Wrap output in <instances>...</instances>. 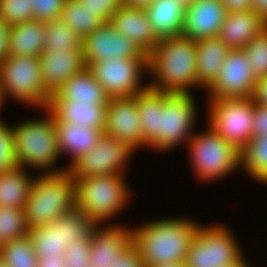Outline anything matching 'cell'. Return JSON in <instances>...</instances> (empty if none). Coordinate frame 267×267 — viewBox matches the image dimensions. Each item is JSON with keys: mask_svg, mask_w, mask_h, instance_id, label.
Returning a JSON list of instances; mask_svg holds the SVG:
<instances>
[{"mask_svg": "<svg viewBox=\"0 0 267 267\" xmlns=\"http://www.w3.org/2000/svg\"><path fill=\"white\" fill-rule=\"evenodd\" d=\"M241 168L256 181L267 183V135L255 136L240 151Z\"/></svg>", "mask_w": 267, "mask_h": 267, "instance_id": "31", "label": "cell"}, {"mask_svg": "<svg viewBox=\"0 0 267 267\" xmlns=\"http://www.w3.org/2000/svg\"><path fill=\"white\" fill-rule=\"evenodd\" d=\"M227 13L253 9L252 0H223Z\"/></svg>", "mask_w": 267, "mask_h": 267, "instance_id": "44", "label": "cell"}, {"mask_svg": "<svg viewBox=\"0 0 267 267\" xmlns=\"http://www.w3.org/2000/svg\"><path fill=\"white\" fill-rule=\"evenodd\" d=\"M0 118V172L17 167L12 127Z\"/></svg>", "mask_w": 267, "mask_h": 267, "instance_id": "37", "label": "cell"}, {"mask_svg": "<svg viewBox=\"0 0 267 267\" xmlns=\"http://www.w3.org/2000/svg\"><path fill=\"white\" fill-rule=\"evenodd\" d=\"M28 231L24 209L0 207V245L27 236Z\"/></svg>", "mask_w": 267, "mask_h": 267, "instance_id": "34", "label": "cell"}, {"mask_svg": "<svg viewBox=\"0 0 267 267\" xmlns=\"http://www.w3.org/2000/svg\"><path fill=\"white\" fill-rule=\"evenodd\" d=\"M190 93L163 92V105L159 108L158 151H168L186 143L193 135L196 106ZM192 129V130H191Z\"/></svg>", "mask_w": 267, "mask_h": 267, "instance_id": "11", "label": "cell"}, {"mask_svg": "<svg viewBox=\"0 0 267 267\" xmlns=\"http://www.w3.org/2000/svg\"><path fill=\"white\" fill-rule=\"evenodd\" d=\"M0 267H7L6 264L2 261L1 258H0Z\"/></svg>", "mask_w": 267, "mask_h": 267, "instance_id": "52", "label": "cell"}, {"mask_svg": "<svg viewBox=\"0 0 267 267\" xmlns=\"http://www.w3.org/2000/svg\"><path fill=\"white\" fill-rule=\"evenodd\" d=\"M152 267H187L186 263H173V264H162V265H157V266H152Z\"/></svg>", "mask_w": 267, "mask_h": 267, "instance_id": "50", "label": "cell"}, {"mask_svg": "<svg viewBox=\"0 0 267 267\" xmlns=\"http://www.w3.org/2000/svg\"><path fill=\"white\" fill-rule=\"evenodd\" d=\"M223 225L199 226L186 258L187 267H224L243 258L241 247Z\"/></svg>", "mask_w": 267, "mask_h": 267, "instance_id": "10", "label": "cell"}, {"mask_svg": "<svg viewBox=\"0 0 267 267\" xmlns=\"http://www.w3.org/2000/svg\"><path fill=\"white\" fill-rule=\"evenodd\" d=\"M111 267H145V265L137 247L132 242L121 252L119 260L115 261Z\"/></svg>", "mask_w": 267, "mask_h": 267, "instance_id": "41", "label": "cell"}, {"mask_svg": "<svg viewBox=\"0 0 267 267\" xmlns=\"http://www.w3.org/2000/svg\"><path fill=\"white\" fill-rule=\"evenodd\" d=\"M33 177L24 207L29 228L44 226L75 208L74 179L67 169Z\"/></svg>", "mask_w": 267, "mask_h": 267, "instance_id": "4", "label": "cell"}, {"mask_svg": "<svg viewBox=\"0 0 267 267\" xmlns=\"http://www.w3.org/2000/svg\"><path fill=\"white\" fill-rule=\"evenodd\" d=\"M185 10L186 6L179 0H155L145 9L159 40L182 35Z\"/></svg>", "mask_w": 267, "mask_h": 267, "instance_id": "25", "label": "cell"}, {"mask_svg": "<svg viewBox=\"0 0 267 267\" xmlns=\"http://www.w3.org/2000/svg\"><path fill=\"white\" fill-rule=\"evenodd\" d=\"M243 49L255 78L267 77V29L252 38Z\"/></svg>", "mask_w": 267, "mask_h": 267, "instance_id": "35", "label": "cell"}, {"mask_svg": "<svg viewBox=\"0 0 267 267\" xmlns=\"http://www.w3.org/2000/svg\"><path fill=\"white\" fill-rule=\"evenodd\" d=\"M38 267H66L63 258H38Z\"/></svg>", "mask_w": 267, "mask_h": 267, "instance_id": "46", "label": "cell"}, {"mask_svg": "<svg viewBox=\"0 0 267 267\" xmlns=\"http://www.w3.org/2000/svg\"><path fill=\"white\" fill-rule=\"evenodd\" d=\"M104 227L97 225L93 229L88 267H111L132 243V232L124 225L109 224Z\"/></svg>", "mask_w": 267, "mask_h": 267, "instance_id": "18", "label": "cell"}, {"mask_svg": "<svg viewBox=\"0 0 267 267\" xmlns=\"http://www.w3.org/2000/svg\"><path fill=\"white\" fill-rule=\"evenodd\" d=\"M145 146L158 150L159 108L163 105V92L151 88L135 95Z\"/></svg>", "mask_w": 267, "mask_h": 267, "instance_id": "28", "label": "cell"}, {"mask_svg": "<svg viewBox=\"0 0 267 267\" xmlns=\"http://www.w3.org/2000/svg\"><path fill=\"white\" fill-rule=\"evenodd\" d=\"M134 150L124 142L103 134L95 147L78 158L71 166L67 165L73 179L103 176L108 174L124 175L125 164Z\"/></svg>", "mask_w": 267, "mask_h": 267, "instance_id": "13", "label": "cell"}, {"mask_svg": "<svg viewBox=\"0 0 267 267\" xmlns=\"http://www.w3.org/2000/svg\"><path fill=\"white\" fill-rule=\"evenodd\" d=\"M60 19L82 40L105 23L79 0H66Z\"/></svg>", "mask_w": 267, "mask_h": 267, "instance_id": "30", "label": "cell"}, {"mask_svg": "<svg viewBox=\"0 0 267 267\" xmlns=\"http://www.w3.org/2000/svg\"><path fill=\"white\" fill-rule=\"evenodd\" d=\"M39 60L43 85L51 95L86 68L82 50H44Z\"/></svg>", "mask_w": 267, "mask_h": 267, "instance_id": "19", "label": "cell"}, {"mask_svg": "<svg viewBox=\"0 0 267 267\" xmlns=\"http://www.w3.org/2000/svg\"><path fill=\"white\" fill-rule=\"evenodd\" d=\"M90 247L91 238L73 239L63 256L66 267H88Z\"/></svg>", "mask_w": 267, "mask_h": 267, "instance_id": "38", "label": "cell"}, {"mask_svg": "<svg viewBox=\"0 0 267 267\" xmlns=\"http://www.w3.org/2000/svg\"><path fill=\"white\" fill-rule=\"evenodd\" d=\"M96 226L92 219L74 208L49 224L29 228L28 237L38 258H63L73 239L91 238Z\"/></svg>", "mask_w": 267, "mask_h": 267, "instance_id": "8", "label": "cell"}, {"mask_svg": "<svg viewBox=\"0 0 267 267\" xmlns=\"http://www.w3.org/2000/svg\"><path fill=\"white\" fill-rule=\"evenodd\" d=\"M256 83L244 49H230L217 78L206 90L210 98L253 97Z\"/></svg>", "mask_w": 267, "mask_h": 267, "instance_id": "14", "label": "cell"}, {"mask_svg": "<svg viewBox=\"0 0 267 267\" xmlns=\"http://www.w3.org/2000/svg\"><path fill=\"white\" fill-rule=\"evenodd\" d=\"M87 69L109 98L135 96L149 87L141 83L143 73H148V58H113Z\"/></svg>", "mask_w": 267, "mask_h": 267, "instance_id": "12", "label": "cell"}, {"mask_svg": "<svg viewBox=\"0 0 267 267\" xmlns=\"http://www.w3.org/2000/svg\"><path fill=\"white\" fill-rule=\"evenodd\" d=\"M34 7V20L49 22L59 19L66 0H30Z\"/></svg>", "mask_w": 267, "mask_h": 267, "instance_id": "39", "label": "cell"}, {"mask_svg": "<svg viewBox=\"0 0 267 267\" xmlns=\"http://www.w3.org/2000/svg\"><path fill=\"white\" fill-rule=\"evenodd\" d=\"M43 110L47 111L45 118H33L12 126L15 159L23 168L31 166L38 171L44 170V174L60 173L68 168L56 170L53 167L61 156L56 125L53 114L47 108Z\"/></svg>", "mask_w": 267, "mask_h": 267, "instance_id": "3", "label": "cell"}, {"mask_svg": "<svg viewBox=\"0 0 267 267\" xmlns=\"http://www.w3.org/2000/svg\"><path fill=\"white\" fill-rule=\"evenodd\" d=\"M196 41L184 36L161 39L148 54L149 88L167 93H191L201 87L196 75ZM155 81V82H154Z\"/></svg>", "mask_w": 267, "mask_h": 267, "instance_id": "2", "label": "cell"}, {"mask_svg": "<svg viewBox=\"0 0 267 267\" xmlns=\"http://www.w3.org/2000/svg\"><path fill=\"white\" fill-rule=\"evenodd\" d=\"M74 184L75 208L97 225L110 221L131 197L125 177L120 174L74 179Z\"/></svg>", "mask_w": 267, "mask_h": 267, "instance_id": "5", "label": "cell"}, {"mask_svg": "<svg viewBox=\"0 0 267 267\" xmlns=\"http://www.w3.org/2000/svg\"><path fill=\"white\" fill-rule=\"evenodd\" d=\"M253 99L256 103L267 106V77L257 80Z\"/></svg>", "mask_w": 267, "mask_h": 267, "instance_id": "45", "label": "cell"}, {"mask_svg": "<svg viewBox=\"0 0 267 267\" xmlns=\"http://www.w3.org/2000/svg\"><path fill=\"white\" fill-rule=\"evenodd\" d=\"M106 105L75 103V101H49L47 109L55 122L78 123L92 129L104 130Z\"/></svg>", "mask_w": 267, "mask_h": 267, "instance_id": "23", "label": "cell"}, {"mask_svg": "<svg viewBox=\"0 0 267 267\" xmlns=\"http://www.w3.org/2000/svg\"><path fill=\"white\" fill-rule=\"evenodd\" d=\"M0 258L7 267H38V257L28 235L1 244Z\"/></svg>", "mask_w": 267, "mask_h": 267, "instance_id": "32", "label": "cell"}, {"mask_svg": "<svg viewBox=\"0 0 267 267\" xmlns=\"http://www.w3.org/2000/svg\"><path fill=\"white\" fill-rule=\"evenodd\" d=\"M199 224L187 218L158 219L131 229L145 267L186 261Z\"/></svg>", "mask_w": 267, "mask_h": 267, "instance_id": "1", "label": "cell"}, {"mask_svg": "<svg viewBox=\"0 0 267 267\" xmlns=\"http://www.w3.org/2000/svg\"><path fill=\"white\" fill-rule=\"evenodd\" d=\"M155 0H121V4L130 8H148Z\"/></svg>", "mask_w": 267, "mask_h": 267, "instance_id": "47", "label": "cell"}, {"mask_svg": "<svg viewBox=\"0 0 267 267\" xmlns=\"http://www.w3.org/2000/svg\"><path fill=\"white\" fill-rule=\"evenodd\" d=\"M109 24L124 37H128L146 54H149L160 41L155 36L148 15L143 8L121 5L109 20Z\"/></svg>", "mask_w": 267, "mask_h": 267, "instance_id": "20", "label": "cell"}, {"mask_svg": "<svg viewBox=\"0 0 267 267\" xmlns=\"http://www.w3.org/2000/svg\"><path fill=\"white\" fill-rule=\"evenodd\" d=\"M57 143L61 154L72 157L71 166L82 155L87 154L99 141L104 132L78 123L55 122Z\"/></svg>", "mask_w": 267, "mask_h": 267, "instance_id": "22", "label": "cell"}, {"mask_svg": "<svg viewBox=\"0 0 267 267\" xmlns=\"http://www.w3.org/2000/svg\"><path fill=\"white\" fill-rule=\"evenodd\" d=\"M209 100L208 124L241 151L253 138V97Z\"/></svg>", "mask_w": 267, "mask_h": 267, "instance_id": "9", "label": "cell"}, {"mask_svg": "<svg viewBox=\"0 0 267 267\" xmlns=\"http://www.w3.org/2000/svg\"><path fill=\"white\" fill-rule=\"evenodd\" d=\"M7 96V97H6ZM12 96L20 103L46 109L51 94L43 85L39 57L8 56L0 64V99ZM5 99V100H4Z\"/></svg>", "mask_w": 267, "mask_h": 267, "instance_id": "6", "label": "cell"}, {"mask_svg": "<svg viewBox=\"0 0 267 267\" xmlns=\"http://www.w3.org/2000/svg\"><path fill=\"white\" fill-rule=\"evenodd\" d=\"M82 55L86 67L113 58H148V54L120 34L109 22L82 40Z\"/></svg>", "mask_w": 267, "mask_h": 267, "instance_id": "15", "label": "cell"}, {"mask_svg": "<svg viewBox=\"0 0 267 267\" xmlns=\"http://www.w3.org/2000/svg\"><path fill=\"white\" fill-rule=\"evenodd\" d=\"M265 29L267 20L255 10L232 12L226 14L218 37L229 49H243Z\"/></svg>", "mask_w": 267, "mask_h": 267, "instance_id": "21", "label": "cell"}, {"mask_svg": "<svg viewBox=\"0 0 267 267\" xmlns=\"http://www.w3.org/2000/svg\"><path fill=\"white\" fill-rule=\"evenodd\" d=\"M187 147L193 170L202 182L223 178L241 166L240 150L229 144L209 124L205 132L192 135Z\"/></svg>", "mask_w": 267, "mask_h": 267, "instance_id": "7", "label": "cell"}, {"mask_svg": "<svg viewBox=\"0 0 267 267\" xmlns=\"http://www.w3.org/2000/svg\"><path fill=\"white\" fill-rule=\"evenodd\" d=\"M73 100L75 103L107 104L109 97L86 67L68 79L50 97V101Z\"/></svg>", "mask_w": 267, "mask_h": 267, "instance_id": "24", "label": "cell"}, {"mask_svg": "<svg viewBox=\"0 0 267 267\" xmlns=\"http://www.w3.org/2000/svg\"><path fill=\"white\" fill-rule=\"evenodd\" d=\"M267 135V106L254 102L253 137Z\"/></svg>", "mask_w": 267, "mask_h": 267, "instance_id": "42", "label": "cell"}, {"mask_svg": "<svg viewBox=\"0 0 267 267\" xmlns=\"http://www.w3.org/2000/svg\"><path fill=\"white\" fill-rule=\"evenodd\" d=\"M3 106V103H2V101H1V99H0V112H1V107ZM1 118V117H0Z\"/></svg>", "mask_w": 267, "mask_h": 267, "instance_id": "53", "label": "cell"}, {"mask_svg": "<svg viewBox=\"0 0 267 267\" xmlns=\"http://www.w3.org/2000/svg\"><path fill=\"white\" fill-rule=\"evenodd\" d=\"M46 23L31 20L12 25L9 34V56L40 57L44 51Z\"/></svg>", "mask_w": 267, "mask_h": 267, "instance_id": "27", "label": "cell"}, {"mask_svg": "<svg viewBox=\"0 0 267 267\" xmlns=\"http://www.w3.org/2000/svg\"><path fill=\"white\" fill-rule=\"evenodd\" d=\"M244 258L245 257H243L238 263H233L224 267H250L248 263H246L247 260H245Z\"/></svg>", "mask_w": 267, "mask_h": 267, "instance_id": "49", "label": "cell"}, {"mask_svg": "<svg viewBox=\"0 0 267 267\" xmlns=\"http://www.w3.org/2000/svg\"><path fill=\"white\" fill-rule=\"evenodd\" d=\"M226 14L223 0H197L186 6L181 36L195 41L218 37Z\"/></svg>", "mask_w": 267, "mask_h": 267, "instance_id": "17", "label": "cell"}, {"mask_svg": "<svg viewBox=\"0 0 267 267\" xmlns=\"http://www.w3.org/2000/svg\"><path fill=\"white\" fill-rule=\"evenodd\" d=\"M103 132L124 142L135 152L137 148L144 147L135 96L109 98Z\"/></svg>", "mask_w": 267, "mask_h": 267, "instance_id": "16", "label": "cell"}, {"mask_svg": "<svg viewBox=\"0 0 267 267\" xmlns=\"http://www.w3.org/2000/svg\"><path fill=\"white\" fill-rule=\"evenodd\" d=\"M27 174L20 166L0 172V207L24 209L33 181Z\"/></svg>", "mask_w": 267, "mask_h": 267, "instance_id": "29", "label": "cell"}, {"mask_svg": "<svg viewBox=\"0 0 267 267\" xmlns=\"http://www.w3.org/2000/svg\"><path fill=\"white\" fill-rule=\"evenodd\" d=\"M229 50L219 37L196 41V75L201 87L207 89L215 81Z\"/></svg>", "mask_w": 267, "mask_h": 267, "instance_id": "26", "label": "cell"}, {"mask_svg": "<svg viewBox=\"0 0 267 267\" xmlns=\"http://www.w3.org/2000/svg\"><path fill=\"white\" fill-rule=\"evenodd\" d=\"M253 10L267 20V0H252Z\"/></svg>", "mask_w": 267, "mask_h": 267, "instance_id": "48", "label": "cell"}, {"mask_svg": "<svg viewBox=\"0 0 267 267\" xmlns=\"http://www.w3.org/2000/svg\"><path fill=\"white\" fill-rule=\"evenodd\" d=\"M11 26L0 18V64L9 56L8 44Z\"/></svg>", "mask_w": 267, "mask_h": 267, "instance_id": "43", "label": "cell"}, {"mask_svg": "<svg viewBox=\"0 0 267 267\" xmlns=\"http://www.w3.org/2000/svg\"><path fill=\"white\" fill-rule=\"evenodd\" d=\"M44 50H82V39L60 18L46 22Z\"/></svg>", "mask_w": 267, "mask_h": 267, "instance_id": "33", "label": "cell"}, {"mask_svg": "<svg viewBox=\"0 0 267 267\" xmlns=\"http://www.w3.org/2000/svg\"><path fill=\"white\" fill-rule=\"evenodd\" d=\"M0 18L8 25L34 20L30 0H0Z\"/></svg>", "mask_w": 267, "mask_h": 267, "instance_id": "36", "label": "cell"}, {"mask_svg": "<svg viewBox=\"0 0 267 267\" xmlns=\"http://www.w3.org/2000/svg\"><path fill=\"white\" fill-rule=\"evenodd\" d=\"M85 7L93 10L105 23H108L121 4V0H79Z\"/></svg>", "mask_w": 267, "mask_h": 267, "instance_id": "40", "label": "cell"}, {"mask_svg": "<svg viewBox=\"0 0 267 267\" xmlns=\"http://www.w3.org/2000/svg\"><path fill=\"white\" fill-rule=\"evenodd\" d=\"M181 1L185 6L193 4L197 0H179Z\"/></svg>", "mask_w": 267, "mask_h": 267, "instance_id": "51", "label": "cell"}]
</instances>
